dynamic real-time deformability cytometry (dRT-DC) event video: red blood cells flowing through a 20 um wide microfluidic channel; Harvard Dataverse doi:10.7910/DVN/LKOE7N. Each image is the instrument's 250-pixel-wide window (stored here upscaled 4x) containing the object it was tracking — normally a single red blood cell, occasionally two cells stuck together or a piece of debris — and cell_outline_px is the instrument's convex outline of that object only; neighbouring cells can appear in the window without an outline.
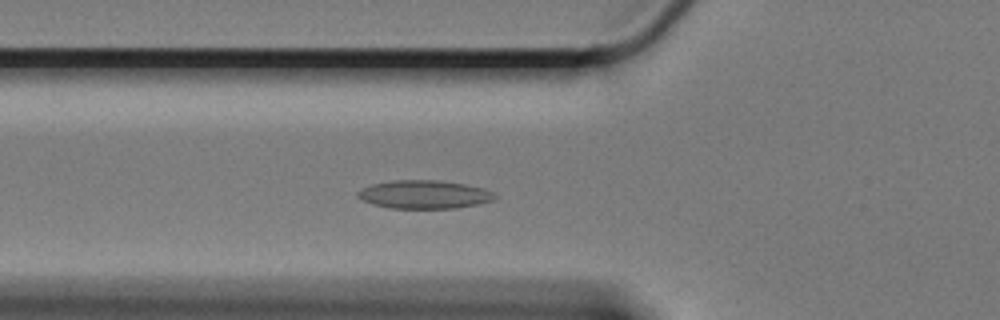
{"species": "Egyptian fruit bat (a non-hibernating species)", "species_latin": "Rousettus aegyptiacus", "temperature_condition": "cold", "stored_images_in_passage": 57, "segment_of_instrument_passage": [1, 2], "camera_frame_rate_fps": 3000, "um_per_image_px": 0.085, "animal": {"sex": "female"}, "frame": {"image": 1, "passage_image": 16, "time_ms": 5.0, "image_size_px": [1000, 320], "cell_outline_px": [[496, 200], [480, 204], [456, 208], [388, 208], [372, 204], [356, 196], [356, 192], [372, 184], [392, 180], [436, 180], [464, 184], [484, 188], [492, 192], [496, 196]], "centroid_in_image_um": [36.08, 16.53], "position_along_channel_um": 89.7, "area_um2": 22.66}}
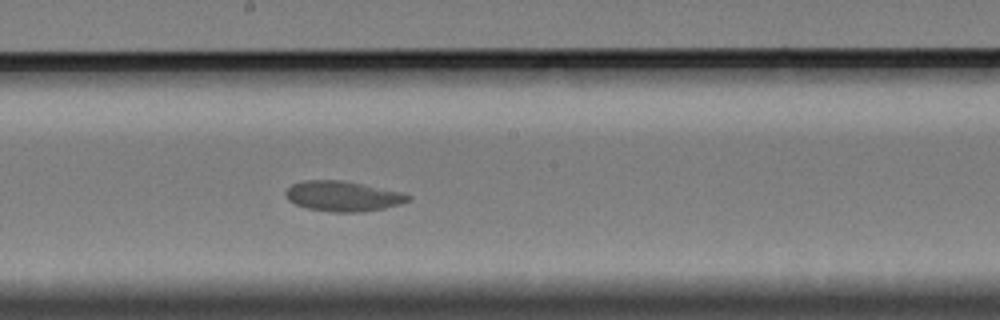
{"frame": {"image": 2, "passage_image": 28, "time_ms": 9.0, "image_size_px": [1000, 320], "cell_outline_px": [[412, 196], [408, 200], [400, 204], [384, 208], [360, 212], [328, 212], [308, 208], [296, 204], [288, 200], [284, 192], [292, 184], [304, 180], [344, 180], [404, 192]], "centroid_in_image_um": [29.15, 16.67], "position_along_channel_um": 219.0, "area_um2": 21.68}}
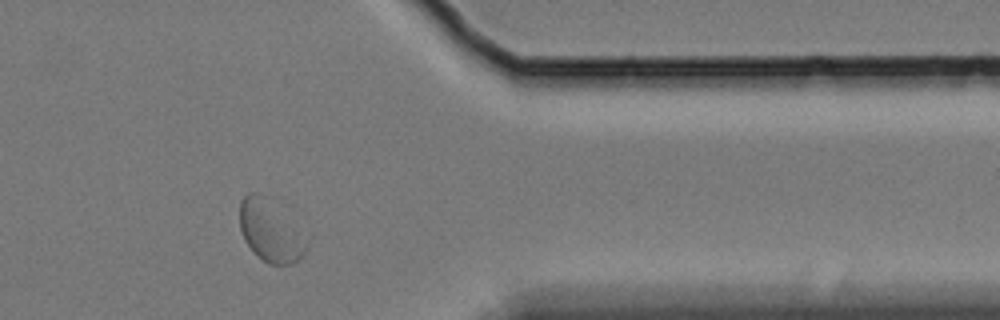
{"frame": {"image": 3, "passage_image": 45, "time_ms": 14.667, "image_size_px": [1000, 320], "cell_outline_px": [[308, 248], [292, 264], [268, 264], [256, 256], [252, 252], [244, 240], [240, 228], [240, 200], [248, 192], [256, 192], [272, 196], [308, 240]], "centroid_in_image_um": [22.97, 19.57], "position_along_channel_um": 388.4, "area_um2": 24.68}}